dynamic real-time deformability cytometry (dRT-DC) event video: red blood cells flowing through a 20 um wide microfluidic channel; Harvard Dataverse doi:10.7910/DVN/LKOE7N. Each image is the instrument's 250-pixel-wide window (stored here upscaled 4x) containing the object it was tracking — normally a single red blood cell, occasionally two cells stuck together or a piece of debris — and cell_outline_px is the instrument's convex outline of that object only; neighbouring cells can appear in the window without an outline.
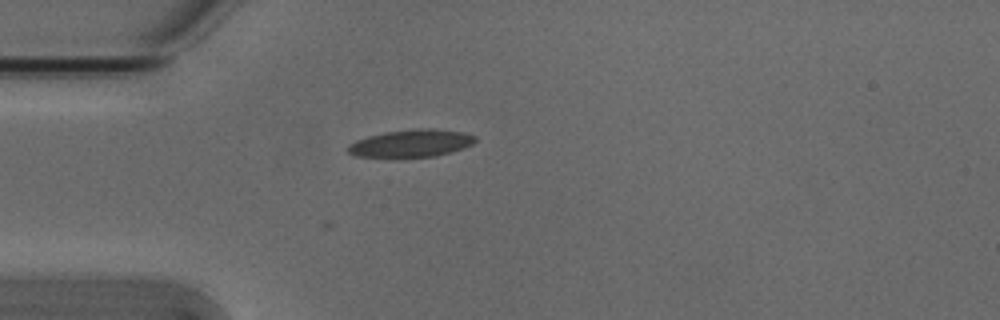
{"species": "Egyptian fruit bat (a non-hibernating species)", "species_latin": "Rousettus aegyptiacus", "temperature_condition": "cold", "stored_images_in_passage": 40, "camera_frame_rate_fps": 3000, "um_per_image_px": 0.085, "animal": {"sex": "male"}, "frame": {"image": 1, "passage_image": 1, "time_ms": 0.0, "image_size_px": [1000, 320], "cell_outline_px": [[476, 140], [472, 144], [464, 148], [452, 152], [436, 156], [400, 160], [392, 160], [356, 156], [348, 152], [348, 144], [356, 140], [368, 136], [384, 132], [416, 128], [432, 128], [464, 132], [476, 136]], "centroid_in_image_um": [34.91, 12.23], "position_along_channel_um": 50.1, "area_um2": 21.5}}
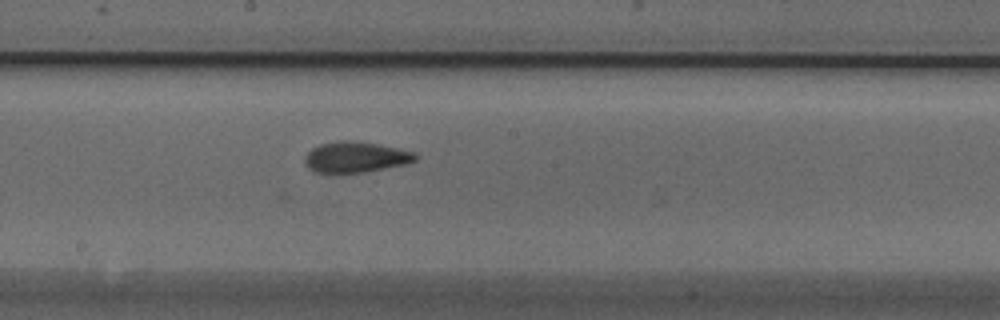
{"frame": {"image": 2, "passage_image": 15, "time_ms": 4.667, "image_size_px": [1000, 320], "cell_outline_px": [[420, 156], [416, 160], [404, 164], [368, 172], [316, 172], [308, 168], [304, 164], [304, 156], [312, 148], [320, 144], [340, 140], [348, 140], [376, 144], [400, 148], [416, 152]], "centroid_in_image_um": [30.24, 13.35], "position_along_channel_um": 218.0, "area_um2": 19.88}}
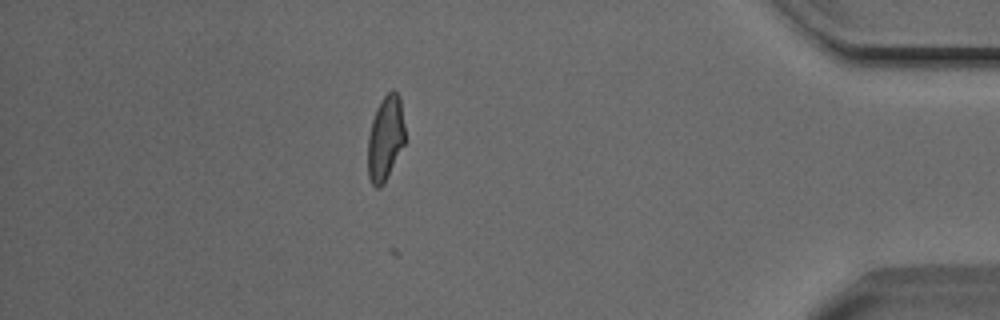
{"frame": {"image": 3, "passage_image": 33, "time_ms": 10.667, "image_size_px": [1000, 320], "cell_outline_px": [[404, 144], [384, 184], [380, 188], [376, 188], [372, 184], [368, 176], [368, 136], [372, 120], [376, 108], [384, 96], [392, 88], [400, 96], [404, 124]], "centroid_in_image_um": [32.75, 11.75], "position_along_channel_um": 402.4, "area_um2": 18.38}, "authors_computed_cell_mechanics": {"area_um2": 18.9584, "velocity_mm_per_s": 3.8354, "shape_relaxation_time_tau1_ms": null, "shape_relaxation_time_tau2_ms": 2.0072, "deformation_change_tau1": null, "deformation_change_tau2": 0.1055}}